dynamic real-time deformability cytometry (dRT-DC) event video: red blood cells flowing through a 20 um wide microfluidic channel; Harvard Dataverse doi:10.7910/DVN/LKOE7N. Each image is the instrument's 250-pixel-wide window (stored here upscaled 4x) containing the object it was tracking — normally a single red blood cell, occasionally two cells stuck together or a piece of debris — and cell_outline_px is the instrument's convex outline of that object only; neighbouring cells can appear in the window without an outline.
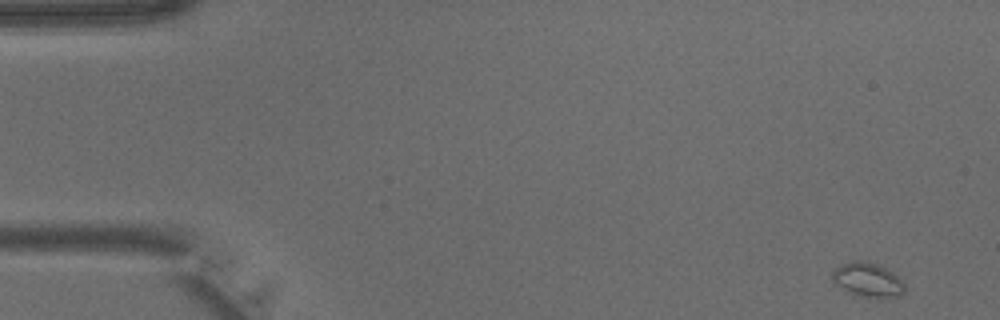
{"species": "common noctule bat (a hibernating species)", "species_latin": "Nyctalus noctula", "temperature_condition": "warm", "stored_images_in_passage": 41, "camera_frame_rate_fps": 3000, "um_per_image_px": 0.085, "animal": {"sex": "male", "body_mass_g": 15.6}, "frame": {"image": 1, "passage_image": 1, "time_ms": 0.0, "image_size_px": [1000, 320], "cell_outline_px": [[904, 292], [900, 296], [876, 300], [860, 296], [848, 292], [836, 284], [832, 280], [832, 272], [840, 264], [852, 260], [864, 260], [876, 264], [892, 272], [904, 284]], "centroid_in_image_um": [73.75, 23.81], "position_along_channel_um": 11.3, "area_um2": 14.68}}
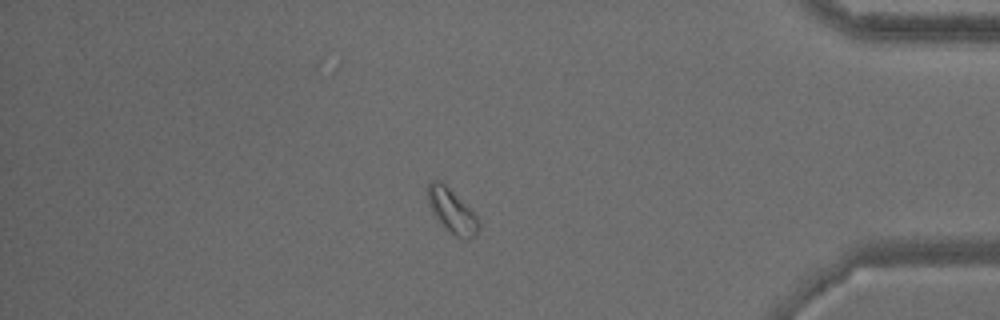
{"frame": {"image": 2, "passage_image": 35, "time_ms": 11.333, "image_size_px": [1000, 320], "cell_outline_px": [[480, 228], [476, 236], [468, 240], [456, 236], [432, 212], [428, 204], [428, 184], [432, 180], [440, 180], [476, 216], [480, 224]], "centroid_in_image_um": [38.43, 17.94], "position_along_channel_um": 396.8, "area_um2": 12.43}}
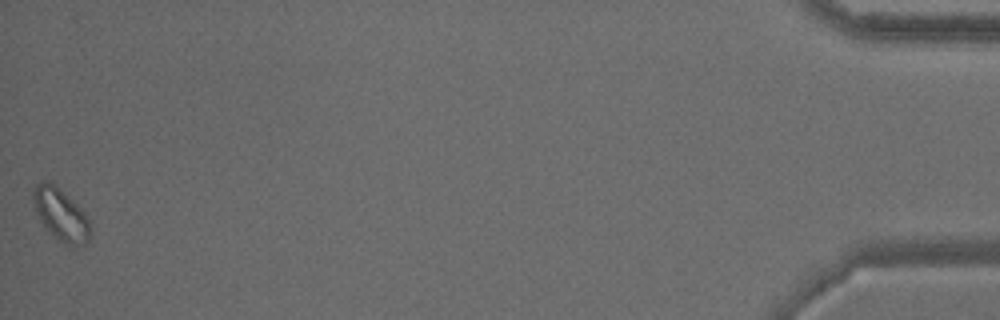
{"frame": {"image": 3, "passage_image": 41, "time_ms": 13.333, "image_size_px": [1000, 320], "cell_outline_px": [[92, 228], [88, 240], [84, 244], [68, 244], [56, 240], [44, 228], [36, 212], [32, 196], [32, 192], [36, 184], [48, 180], [52, 180], [80, 208], [88, 220]], "centroid_in_image_um": [5.13, 18.21], "position_along_channel_um": 430.1, "area_um2": 17.34}}